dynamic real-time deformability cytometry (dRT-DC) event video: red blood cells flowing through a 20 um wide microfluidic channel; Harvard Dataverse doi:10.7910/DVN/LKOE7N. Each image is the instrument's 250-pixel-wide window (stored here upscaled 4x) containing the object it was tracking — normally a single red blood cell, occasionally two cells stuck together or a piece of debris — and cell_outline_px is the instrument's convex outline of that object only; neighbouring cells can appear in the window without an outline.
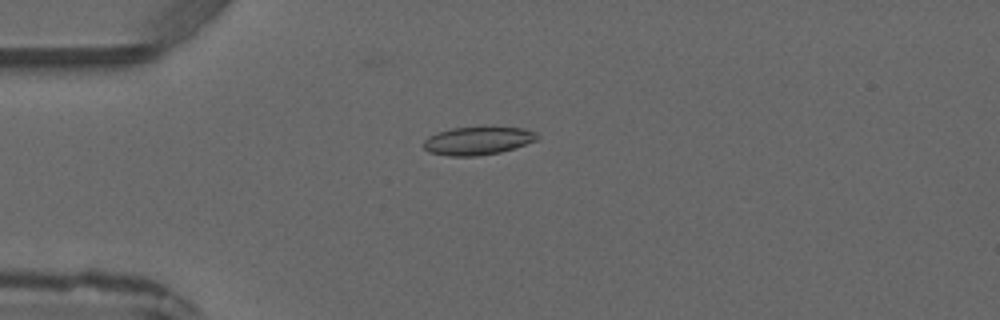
{"species": "common noctule bat (a hibernating species)", "species_latin": "Nyctalus noctula", "temperature_condition": "warm", "stored_images_in_passage": 4, "camera_frame_rate_fps": 3000, "um_per_image_px": 0.085, "animal": {"sex": "male", "forearm_length_mm": 52.5}, "frame": {"image": 1, "passage_image": 4, "time_ms": 3.333, "image_size_px": [1000, 320], "cell_outline_px": [[540, 136], [536, 140], [500, 152], [476, 156], [448, 156], [428, 152], [424, 148], [424, 140], [428, 136], [436, 132], [452, 128], [524, 128], [536, 132]], "centroid_in_image_um": [40.56, 11.97], "position_along_channel_um": 44.4, "area_um2": 18.32}}